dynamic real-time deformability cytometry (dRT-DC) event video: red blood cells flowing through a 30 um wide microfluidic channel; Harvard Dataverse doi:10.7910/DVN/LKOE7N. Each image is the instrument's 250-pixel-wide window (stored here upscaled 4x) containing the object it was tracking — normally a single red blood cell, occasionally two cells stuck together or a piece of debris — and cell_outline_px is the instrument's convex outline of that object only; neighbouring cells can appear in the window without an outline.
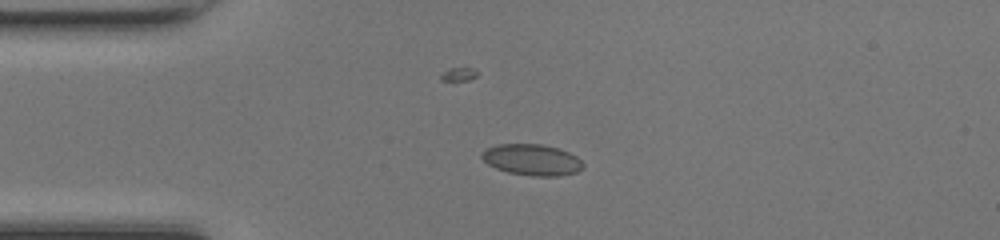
{"species": "common noctule bat (a hibernating species)", "species_latin": "Nyctalus noctula", "temperature_condition": "room temperature", "stored_images_in_passage": 38, "camera_frame_rate_fps": 3000, "um_per_image_px": 0.085, "animal": {"sex": "female", "body_mass_g": 17.0, "forearm_length_mm": 48.0}, "frame": {"image": 1, "passage_image": 1, "time_ms": 0.0, "image_size_px": [1000, 240], "cell_outline_px": [[584, 168], [576, 172], [560, 176], [532, 176], [508, 172], [496, 168], [488, 164], [480, 156], [480, 152], [496, 144], [540, 144], [556, 148], [568, 152], [576, 156], [584, 164]], "centroid_in_image_um": [45.21, 13.58], "position_along_channel_um": 39.8, "area_um2": 18.38}}
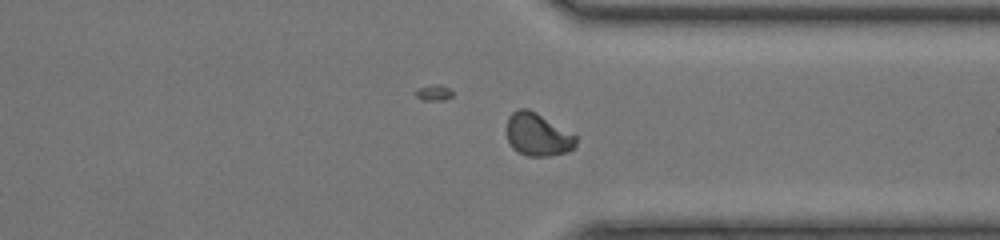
{"frame": {"image": 2, "passage_image": 26, "time_ms": 8.333, "image_size_px": [1000, 240], "cell_outline_px": [[576, 144], [568, 152], [548, 156], [528, 156], [512, 148], [508, 140], [504, 128], [508, 116], [516, 108], [528, 108], [536, 112], [576, 136]], "centroid_in_image_um": [45.63, 11.42], "position_along_channel_um": 365.8, "area_um2": 17.4}}
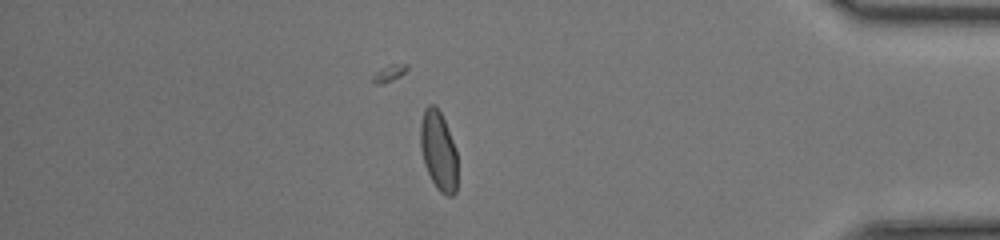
{"frame": {"image": 3, "passage_image": 31, "time_ms": 10.0, "image_size_px": [1000, 240], "cell_outline_px": [[456, 192], [452, 196], [448, 196], [440, 192], [436, 188], [424, 164], [420, 148], [420, 124], [424, 108], [428, 104], [436, 104], [444, 120], [452, 140], [456, 152]], "centroid_in_image_um": [37.24, 12.79], "position_along_channel_um": 398.0, "area_um2": 17.11}, "authors_computed_cell_mechanics": {"area_um2": 17.3689, "velocity_mm_per_s": 4.2365, "shape_relaxation_time_tau1_ms": 3.703, "shape_relaxation_time_tau2_ms": null, "deformation_change_tau1": 0.0817, "deformation_change_tau2": null}}